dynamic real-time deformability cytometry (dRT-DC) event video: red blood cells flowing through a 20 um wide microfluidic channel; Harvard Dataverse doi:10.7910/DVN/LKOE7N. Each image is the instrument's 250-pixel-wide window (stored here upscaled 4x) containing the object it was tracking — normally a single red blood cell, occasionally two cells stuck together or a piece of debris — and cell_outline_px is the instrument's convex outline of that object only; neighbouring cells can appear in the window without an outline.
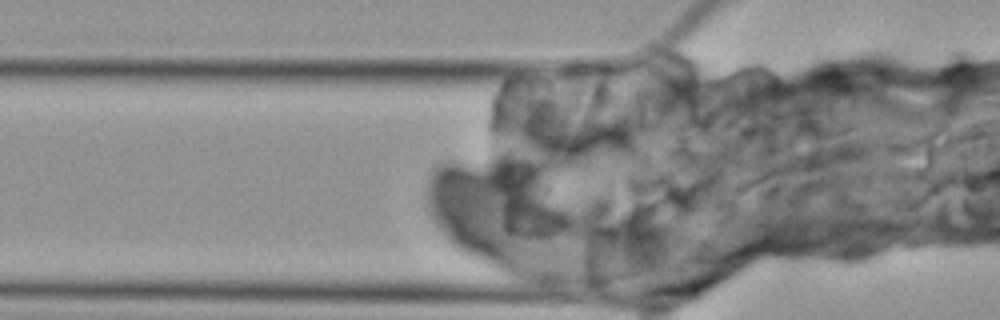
{"species": "Egyptian fruit bat (a non-hibernating species)", "species_latin": "Rousettus aegyptiacus", "temperature_condition": "cold", "stored_images_in_passage": 3, "camera_frame_rate_fps": 3000, "um_per_image_px": 0.085, "animal": {"sex": "female"}, "frame": {"image": 1, "passage_image": 2, "time_ms": 1.0, "image_size_px": [1000, 320], "cell_outline_px": [[564, 220], [544, 232], [504, 220], [496, 176], [508, 168], [516, 172]], "centroid_in_image_um": [44.58, 17.29], "position_along_channel_um": 81.2, "area_um2": 16.7}}